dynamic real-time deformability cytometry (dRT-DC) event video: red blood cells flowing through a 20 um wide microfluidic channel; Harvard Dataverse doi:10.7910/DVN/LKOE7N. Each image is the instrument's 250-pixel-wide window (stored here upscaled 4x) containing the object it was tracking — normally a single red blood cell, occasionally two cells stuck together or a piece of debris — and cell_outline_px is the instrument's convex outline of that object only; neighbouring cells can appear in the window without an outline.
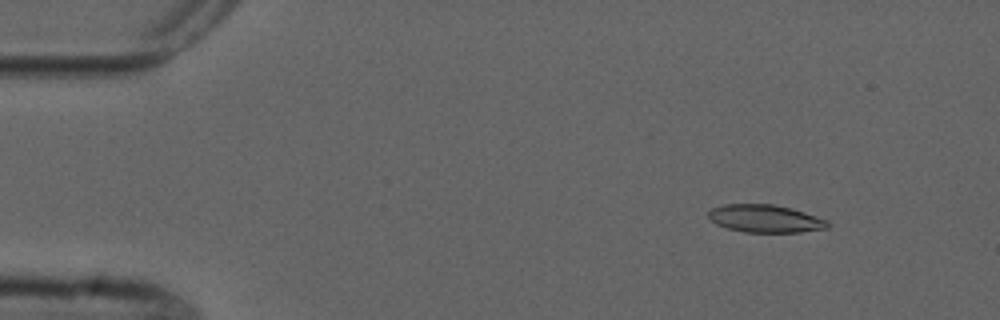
{"species": "common noctule bat (a hibernating species)", "species_latin": "Nyctalus noctula", "temperature_condition": "cold", "stored_images_in_passage": 4, "camera_frame_rate_fps": 3000, "um_per_image_px": 0.085, "animal": {"sex": "male", "forearm_length_mm": 52.5}, "frame": {"image": 1, "passage_image": 2, "time_ms": 1.0, "image_size_px": [1000, 320], "cell_outline_px": [[832, 224], [828, 228], [800, 232], [744, 232], [728, 228], [716, 224], [708, 216], [708, 212], [712, 208], [724, 204], [772, 204], [792, 208], [828, 220]], "centroid_in_image_um": [65.08, 18.58], "position_along_channel_um": 19.9, "area_um2": 19.31}}